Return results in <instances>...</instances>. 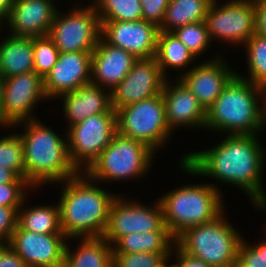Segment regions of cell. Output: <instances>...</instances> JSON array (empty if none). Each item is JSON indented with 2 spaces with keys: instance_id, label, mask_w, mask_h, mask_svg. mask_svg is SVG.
I'll return each instance as SVG.
<instances>
[{
  "instance_id": "1",
  "label": "cell",
  "mask_w": 266,
  "mask_h": 267,
  "mask_svg": "<svg viewBox=\"0 0 266 267\" xmlns=\"http://www.w3.org/2000/svg\"><path fill=\"white\" fill-rule=\"evenodd\" d=\"M257 134H227L221 142L208 150L193 152L179 162L184 173L208 176L228 185H235L250 197L254 207L266 210V191L262 175L266 150Z\"/></svg>"
},
{
  "instance_id": "2",
  "label": "cell",
  "mask_w": 266,
  "mask_h": 267,
  "mask_svg": "<svg viewBox=\"0 0 266 267\" xmlns=\"http://www.w3.org/2000/svg\"><path fill=\"white\" fill-rule=\"evenodd\" d=\"M62 183L64 187L58 204L64 235L70 240L102 237L108 224L111 203L117 195L100 188L99 182L83 171Z\"/></svg>"
},
{
  "instance_id": "3",
  "label": "cell",
  "mask_w": 266,
  "mask_h": 267,
  "mask_svg": "<svg viewBox=\"0 0 266 267\" xmlns=\"http://www.w3.org/2000/svg\"><path fill=\"white\" fill-rule=\"evenodd\" d=\"M265 126L266 90L237 75L206 110L205 129L214 133L258 134Z\"/></svg>"
},
{
  "instance_id": "4",
  "label": "cell",
  "mask_w": 266,
  "mask_h": 267,
  "mask_svg": "<svg viewBox=\"0 0 266 267\" xmlns=\"http://www.w3.org/2000/svg\"><path fill=\"white\" fill-rule=\"evenodd\" d=\"M23 125L25 179L35 188L46 183L63 182L80 171L71 162L65 139L40 120H26L8 128ZM44 183V184H43Z\"/></svg>"
},
{
  "instance_id": "5",
  "label": "cell",
  "mask_w": 266,
  "mask_h": 267,
  "mask_svg": "<svg viewBox=\"0 0 266 267\" xmlns=\"http://www.w3.org/2000/svg\"><path fill=\"white\" fill-rule=\"evenodd\" d=\"M222 195L215 184H189L173 189L159 198L165 226L176 239L190 227L213 221L225 210Z\"/></svg>"
},
{
  "instance_id": "6",
  "label": "cell",
  "mask_w": 266,
  "mask_h": 267,
  "mask_svg": "<svg viewBox=\"0 0 266 267\" xmlns=\"http://www.w3.org/2000/svg\"><path fill=\"white\" fill-rule=\"evenodd\" d=\"M224 214L209 223L186 229L175 239V243L210 267H235L242 236L228 223Z\"/></svg>"
},
{
  "instance_id": "7",
  "label": "cell",
  "mask_w": 266,
  "mask_h": 267,
  "mask_svg": "<svg viewBox=\"0 0 266 267\" xmlns=\"http://www.w3.org/2000/svg\"><path fill=\"white\" fill-rule=\"evenodd\" d=\"M154 154L145 143L116 133L85 172L100 183L139 179L152 167Z\"/></svg>"
},
{
  "instance_id": "8",
  "label": "cell",
  "mask_w": 266,
  "mask_h": 267,
  "mask_svg": "<svg viewBox=\"0 0 266 267\" xmlns=\"http://www.w3.org/2000/svg\"><path fill=\"white\" fill-rule=\"evenodd\" d=\"M116 125L118 134L141 141L155 152L172 134L162 93L116 110Z\"/></svg>"
},
{
  "instance_id": "9",
  "label": "cell",
  "mask_w": 266,
  "mask_h": 267,
  "mask_svg": "<svg viewBox=\"0 0 266 267\" xmlns=\"http://www.w3.org/2000/svg\"><path fill=\"white\" fill-rule=\"evenodd\" d=\"M101 31L100 17L95 6L89 3L71 8L67 14L58 9L48 36L59 52H83L95 49Z\"/></svg>"
},
{
  "instance_id": "10",
  "label": "cell",
  "mask_w": 266,
  "mask_h": 267,
  "mask_svg": "<svg viewBox=\"0 0 266 267\" xmlns=\"http://www.w3.org/2000/svg\"><path fill=\"white\" fill-rule=\"evenodd\" d=\"M65 132L70 160L80 172H85L117 133L116 112L92 115Z\"/></svg>"
},
{
  "instance_id": "11",
  "label": "cell",
  "mask_w": 266,
  "mask_h": 267,
  "mask_svg": "<svg viewBox=\"0 0 266 267\" xmlns=\"http://www.w3.org/2000/svg\"><path fill=\"white\" fill-rule=\"evenodd\" d=\"M131 201H124L117 194L111 203L103 237L112 246L121 237L131 233L169 231L165 226L163 209L158 199L151 207L142 205L136 200Z\"/></svg>"
},
{
  "instance_id": "12",
  "label": "cell",
  "mask_w": 266,
  "mask_h": 267,
  "mask_svg": "<svg viewBox=\"0 0 266 267\" xmlns=\"http://www.w3.org/2000/svg\"><path fill=\"white\" fill-rule=\"evenodd\" d=\"M213 0L205 22L212 41L219 39L233 45H244L255 34V10L252 0H230L218 6Z\"/></svg>"
},
{
  "instance_id": "13",
  "label": "cell",
  "mask_w": 266,
  "mask_h": 267,
  "mask_svg": "<svg viewBox=\"0 0 266 267\" xmlns=\"http://www.w3.org/2000/svg\"><path fill=\"white\" fill-rule=\"evenodd\" d=\"M48 100L44 79L35 71L5 78L1 127L37 119L33 110L38 100Z\"/></svg>"
},
{
  "instance_id": "14",
  "label": "cell",
  "mask_w": 266,
  "mask_h": 267,
  "mask_svg": "<svg viewBox=\"0 0 266 267\" xmlns=\"http://www.w3.org/2000/svg\"><path fill=\"white\" fill-rule=\"evenodd\" d=\"M167 79L154 57L137 59L125 78L111 90L112 108L116 111L161 94Z\"/></svg>"
},
{
  "instance_id": "15",
  "label": "cell",
  "mask_w": 266,
  "mask_h": 267,
  "mask_svg": "<svg viewBox=\"0 0 266 267\" xmlns=\"http://www.w3.org/2000/svg\"><path fill=\"white\" fill-rule=\"evenodd\" d=\"M67 240L64 234L35 233L17 225L7 245L28 267H60L65 261Z\"/></svg>"
},
{
  "instance_id": "16",
  "label": "cell",
  "mask_w": 266,
  "mask_h": 267,
  "mask_svg": "<svg viewBox=\"0 0 266 267\" xmlns=\"http://www.w3.org/2000/svg\"><path fill=\"white\" fill-rule=\"evenodd\" d=\"M101 36L137 59L155 57L159 27L145 20L101 21Z\"/></svg>"
},
{
  "instance_id": "17",
  "label": "cell",
  "mask_w": 266,
  "mask_h": 267,
  "mask_svg": "<svg viewBox=\"0 0 266 267\" xmlns=\"http://www.w3.org/2000/svg\"><path fill=\"white\" fill-rule=\"evenodd\" d=\"M221 55L211 60L191 66L190 70L180 73V79L197 97L199 103L207 110L223 91V88L236 75V72L226 64ZM187 71V72H186Z\"/></svg>"
},
{
  "instance_id": "18",
  "label": "cell",
  "mask_w": 266,
  "mask_h": 267,
  "mask_svg": "<svg viewBox=\"0 0 266 267\" xmlns=\"http://www.w3.org/2000/svg\"><path fill=\"white\" fill-rule=\"evenodd\" d=\"M93 51L60 52L57 62L44 78L48 100L73 92L91 82Z\"/></svg>"
},
{
  "instance_id": "19",
  "label": "cell",
  "mask_w": 266,
  "mask_h": 267,
  "mask_svg": "<svg viewBox=\"0 0 266 267\" xmlns=\"http://www.w3.org/2000/svg\"><path fill=\"white\" fill-rule=\"evenodd\" d=\"M57 8L53 0H15L9 16L4 21L11 29L9 35L16 37L48 35Z\"/></svg>"
},
{
  "instance_id": "20",
  "label": "cell",
  "mask_w": 266,
  "mask_h": 267,
  "mask_svg": "<svg viewBox=\"0 0 266 267\" xmlns=\"http://www.w3.org/2000/svg\"><path fill=\"white\" fill-rule=\"evenodd\" d=\"M170 83L167 79L162 90L170 131L173 132L172 130L175 131L181 126L205 129L206 110L197 97L180 79H176L173 84Z\"/></svg>"
},
{
  "instance_id": "21",
  "label": "cell",
  "mask_w": 266,
  "mask_h": 267,
  "mask_svg": "<svg viewBox=\"0 0 266 267\" xmlns=\"http://www.w3.org/2000/svg\"><path fill=\"white\" fill-rule=\"evenodd\" d=\"M137 58L102 36L91 57V82L110 91L129 73Z\"/></svg>"
},
{
  "instance_id": "22",
  "label": "cell",
  "mask_w": 266,
  "mask_h": 267,
  "mask_svg": "<svg viewBox=\"0 0 266 267\" xmlns=\"http://www.w3.org/2000/svg\"><path fill=\"white\" fill-rule=\"evenodd\" d=\"M58 98H63V114L68 128L92 115L116 112L111 106V91L92 82Z\"/></svg>"
},
{
  "instance_id": "23",
  "label": "cell",
  "mask_w": 266,
  "mask_h": 267,
  "mask_svg": "<svg viewBox=\"0 0 266 267\" xmlns=\"http://www.w3.org/2000/svg\"><path fill=\"white\" fill-rule=\"evenodd\" d=\"M34 70L33 37L9 35L0 42V74L10 77Z\"/></svg>"
},
{
  "instance_id": "24",
  "label": "cell",
  "mask_w": 266,
  "mask_h": 267,
  "mask_svg": "<svg viewBox=\"0 0 266 267\" xmlns=\"http://www.w3.org/2000/svg\"><path fill=\"white\" fill-rule=\"evenodd\" d=\"M80 239L73 253L66 244L65 262L70 267H113V246L103 236Z\"/></svg>"
},
{
  "instance_id": "25",
  "label": "cell",
  "mask_w": 266,
  "mask_h": 267,
  "mask_svg": "<svg viewBox=\"0 0 266 267\" xmlns=\"http://www.w3.org/2000/svg\"><path fill=\"white\" fill-rule=\"evenodd\" d=\"M213 0H170L159 31L172 32L176 28L204 21Z\"/></svg>"
},
{
  "instance_id": "26",
  "label": "cell",
  "mask_w": 266,
  "mask_h": 267,
  "mask_svg": "<svg viewBox=\"0 0 266 267\" xmlns=\"http://www.w3.org/2000/svg\"><path fill=\"white\" fill-rule=\"evenodd\" d=\"M154 58L165 77L169 68L185 70V67L187 68L194 59L196 60V57L173 32L166 31L159 32Z\"/></svg>"
},
{
  "instance_id": "27",
  "label": "cell",
  "mask_w": 266,
  "mask_h": 267,
  "mask_svg": "<svg viewBox=\"0 0 266 267\" xmlns=\"http://www.w3.org/2000/svg\"><path fill=\"white\" fill-rule=\"evenodd\" d=\"M174 244L175 238L169 231L131 233L113 245V253L171 252Z\"/></svg>"
},
{
  "instance_id": "28",
  "label": "cell",
  "mask_w": 266,
  "mask_h": 267,
  "mask_svg": "<svg viewBox=\"0 0 266 267\" xmlns=\"http://www.w3.org/2000/svg\"><path fill=\"white\" fill-rule=\"evenodd\" d=\"M18 209V225L28 231L41 234H64L60 227V207L41 205L25 209L23 205Z\"/></svg>"
},
{
  "instance_id": "29",
  "label": "cell",
  "mask_w": 266,
  "mask_h": 267,
  "mask_svg": "<svg viewBox=\"0 0 266 267\" xmlns=\"http://www.w3.org/2000/svg\"><path fill=\"white\" fill-rule=\"evenodd\" d=\"M243 47L247 53L249 78L238 73L236 75L266 90V37L254 34Z\"/></svg>"
},
{
  "instance_id": "30",
  "label": "cell",
  "mask_w": 266,
  "mask_h": 267,
  "mask_svg": "<svg viewBox=\"0 0 266 267\" xmlns=\"http://www.w3.org/2000/svg\"><path fill=\"white\" fill-rule=\"evenodd\" d=\"M100 21L142 20L141 0H95L92 3Z\"/></svg>"
},
{
  "instance_id": "31",
  "label": "cell",
  "mask_w": 266,
  "mask_h": 267,
  "mask_svg": "<svg viewBox=\"0 0 266 267\" xmlns=\"http://www.w3.org/2000/svg\"><path fill=\"white\" fill-rule=\"evenodd\" d=\"M16 133L0 138V167L12 170L18 177L25 178L23 141L20 134Z\"/></svg>"
},
{
  "instance_id": "32",
  "label": "cell",
  "mask_w": 266,
  "mask_h": 267,
  "mask_svg": "<svg viewBox=\"0 0 266 267\" xmlns=\"http://www.w3.org/2000/svg\"><path fill=\"white\" fill-rule=\"evenodd\" d=\"M172 32L196 58L207 51L212 42L205 20L178 27Z\"/></svg>"
},
{
  "instance_id": "33",
  "label": "cell",
  "mask_w": 266,
  "mask_h": 267,
  "mask_svg": "<svg viewBox=\"0 0 266 267\" xmlns=\"http://www.w3.org/2000/svg\"><path fill=\"white\" fill-rule=\"evenodd\" d=\"M171 252L113 253V267H164Z\"/></svg>"
},
{
  "instance_id": "34",
  "label": "cell",
  "mask_w": 266,
  "mask_h": 267,
  "mask_svg": "<svg viewBox=\"0 0 266 267\" xmlns=\"http://www.w3.org/2000/svg\"><path fill=\"white\" fill-rule=\"evenodd\" d=\"M34 70L43 79L58 60L59 50L48 36L33 37Z\"/></svg>"
},
{
  "instance_id": "35",
  "label": "cell",
  "mask_w": 266,
  "mask_h": 267,
  "mask_svg": "<svg viewBox=\"0 0 266 267\" xmlns=\"http://www.w3.org/2000/svg\"><path fill=\"white\" fill-rule=\"evenodd\" d=\"M235 267H266V239L249 245L242 238L237 251Z\"/></svg>"
},
{
  "instance_id": "36",
  "label": "cell",
  "mask_w": 266,
  "mask_h": 267,
  "mask_svg": "<svg viewBox=\"0 0 266 267\" xmlns=\"http://www.w3.org/2000/svg\"><path fill=\"white\" fill-rule=\"evenodd\" d=\"M30 188H34L30 183L0 184V206L21 207Z\"/></svg>"
},
{
  "instance_id": "37",
  "label": "cell",
  "mask_w": 266,
  "mask_h": 267,
  "mask_svg": "<svg viewBox=\"0 0 266 267\" xmlns=\"http://www.w3.org/2000/svg\"><path fill=\"white\" fill-rule=\"evenodd\" d=\"M20 207L0 206V244H8L13 231L18 225Z\"/></svg>"
},
{
  "instance_id": "38",
  "label": "cell",
  "mask_w": 266,
  "mask_h": 267,
  "mask_svg": "<svg viewBox=\"0 0 266 267\" xmlns=\"http://www.w3.org/2000/svg\"><path fill=\"white\" fill-rule=\"evenodd\" d=\"M169 2L170 0H141L143 20L160 27Z\"/></svg>"
},
{
  "instance_id": "39",
  "label": "cell",
  "mask_w": 266,
  "mask_h": 267,
  "mask_svg": "<svg viewBox=\"0 0 266 267\" xmlns=\"http://www.w3.org/2000/svg\"><path fill=\"white\" fill-rule=\"evenodd\" d=\"M176 248V249H175ZM174 249V251H173ZM175 254L176 262L172 264L173 267H210L201 259L184 252L176 243L174 244L171 255Z\"/></svg>"
},
{
  "instance_id": "40",
  "label": "cell",
  "mask_w": 266,
  "mask_h": 267,
  "mask_svg": "<svg viewBox=\"0 0 266 267\" xmlns=\"http://www.w3.org/2000/svg\"><path fill=\"white\" fill-rule=\"evenodd\" d=\"M0 267H28L7 244H0Z\"/></svg>"
},
{
  "instance_id": "41",
  "label": "cell",
  "mask_w": 266,
  "mask_h": 267,
  "mask_svg": "<svg viewBox=\"0 0 266 267\" xmlns=\"http://www.w3.org/2000/svg\"><path fill=\"white\" fill-rule=\"evenodd\" d=\"M255 34L266 37V0H254Z\"/></svg>"
},
{
  "instance_id": "42",
  "label": "cell",
  "mask_w": 266,
  "mask_h": 267,
  "mask_svg": "<svg viewBox=\"0 0 266 267\" xmlns=\"http://www.w3.org/2000/svg\"><path fill=\"white\" fill-rule=\"evenodd\" d=\"M29 183L25 178L18 177L12 170L0 167V184Z\"/></svg>"
},
{
  "instance_id": "43",
  "label": "cell",
  "mask_w": 266,
  "mask_h": 267,
  "mask_svg": "<svg viewBox=\"0 0 266 267\" xmlns=\"http://www.w3.org/2000/svg\"><path fill=\"white\" fill-rule=\"evenodd\" d=\"M15 0H0V28L1 22L5 21L10 14Z\"/></svg>"
},
{
  "instance_id": "44",
  "label": "cell",
  "mask_w": 266,
  "mask_h": 267,
  "mask_svg": "<svg viewBox=\"0 0 266 267\" xmlns=\"http://www.w3.org/2000/svg\"><path fill=\"white\" fill-rule=\"evenodd\" d=\"M5 78L0 74V128H1V112L4 95Z\"/></svg>"
},
{
  "instance_id": "45",
  "label": "cell",
  "mask_w": 266,
  "mask_h": 267,
  "mask_svg": "<svg viewBox=\"0 0 266 267\" xmlns=\"http://www.w3.org/2000/svg\"><path fill=\"white\" fill-rule=\"evenodd\" d=\"M60 267H70L65 261Z\"/></svg>"
},
{
  "instance_id": "46",
  "label": "cell",
  "mask_w": 266,
  "mask_h": 267,
  "mask_svg": "<svg viewBox=\"0 0 266 267\" xmlns=\"http://www.w3.org/2000/svg\"><path fill=\"white\" fill-rule=\"evenodd\" d=\"M164 267H173L172 264L169 266L168 263Z\"/></svg>"
}]
</instances>
